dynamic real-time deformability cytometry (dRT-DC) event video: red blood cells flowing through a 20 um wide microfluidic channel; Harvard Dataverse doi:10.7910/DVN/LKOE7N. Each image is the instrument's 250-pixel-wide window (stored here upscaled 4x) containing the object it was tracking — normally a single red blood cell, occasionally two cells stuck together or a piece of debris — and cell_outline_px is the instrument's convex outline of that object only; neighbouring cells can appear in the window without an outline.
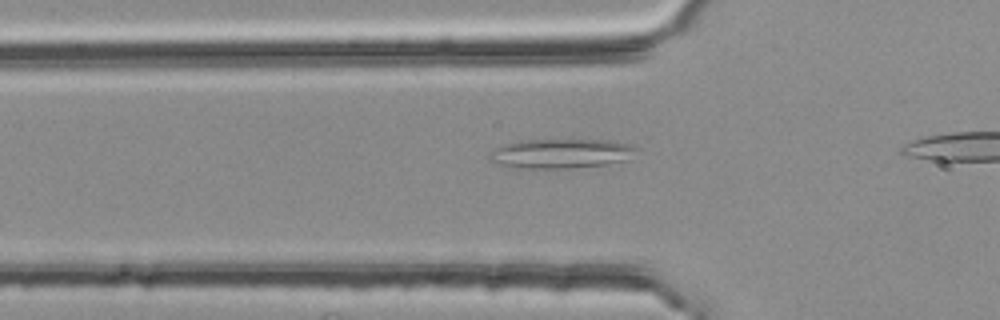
{"species": "common noctule bat (a hibernating species)", "species_latin": "Nyctalus noctula", "temperature_condition": "room temperature", "stored_images_in_passage": 14, "camera_frame_rate_fps": 3000, "um_per_image_px": 0.085, "animal": {"sex": "female", "body_mass_g": 25.1}, "frame": {"image": 1, "passage_image": 5, "time_ms": 1.333, "image_size_px": [1000, 320], "cell_outline_px": [[640, 148], [624, 160], [608, 164], [572, 168], [520, 168], [492, 164], [488, 160], [488, 152], [504, 144], [520, 140], [604, 140], [628, 144]], "centroid_in_image_um": [47.58, 13.06], "position_along_channel_um": 78.2, "area_um2": 25.32}}
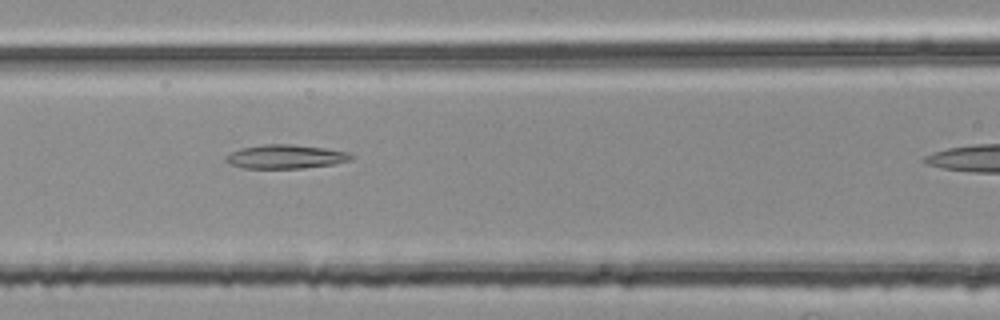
{"frame": {"image": 2, "passage_image": 10, "time_ms": 3.0, "image_size_px": [1000, 320], "cell_outline_px": [[356, 156], [352, 160], [332, 164], [304, 168], [244, 168], [228, 164], [224, 160], [224, 156], [240, 148], [260, 144], [292, 144], [324, 148], [348, 152]], "centroid_in_image_um": [24.25, 13.31], "position_along_channel_um": 142.3, "area_um2": 17.63}}